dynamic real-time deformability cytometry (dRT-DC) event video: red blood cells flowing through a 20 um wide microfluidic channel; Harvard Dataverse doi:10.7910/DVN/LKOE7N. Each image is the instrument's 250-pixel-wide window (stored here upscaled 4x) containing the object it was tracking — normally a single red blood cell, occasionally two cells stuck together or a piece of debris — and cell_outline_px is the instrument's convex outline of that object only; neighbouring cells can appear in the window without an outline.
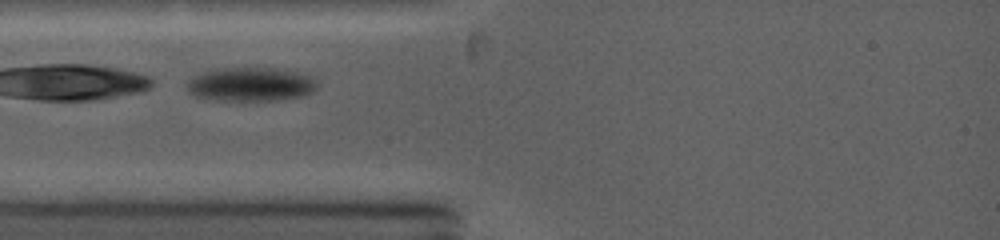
{"species": "common noctule bat (a hibernating species)", "species_latin": "Nyctalus noctula", "temperature_condition": "warm", "stored_images_in_passage": 31, "camera_frame_rate_fps": 5000, "um_per_image_px": 0.085, "animal": {"sex": "female", "body_mass_g": 19.0, "forearm_length_mm": 53.3}, "frame": {"image": 1, "passage_image": 1, "time_ms": 0.0, "image_size_px": [1000, 240], "cell_outline_px": [[316, 88], [312, 92], [300, 96], [276, 100], [216, 100], [196, 96], [188, 92], [188, 80], [192, 76], [204, 72], [220, 68], [272, 68], [296, 72], [316, 76]], "centroid_in_image_um": [21.32, 7.16], "position_along_channel_um": 63.7, "area_um2": 25.55}}
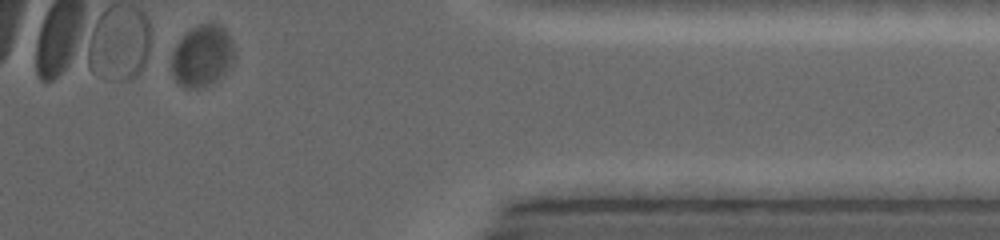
{"frame": {"image": 2, "passage_image": 27, "time_ms": 9.2, "image_size_px": [1000, 240], "cell_outline_px": [[236, 56], [224, 72], [212, 84], [204, 88], [188, 88], [180, 84], [172, 76], [172, 52], [176, 44], [196, 24], [220, 24], [224, 28], [232, 40]], "centroid_in_image_um": [17.2, 4.75], "position_along_channel_um": 394.2, "area_um2": 22.48}}